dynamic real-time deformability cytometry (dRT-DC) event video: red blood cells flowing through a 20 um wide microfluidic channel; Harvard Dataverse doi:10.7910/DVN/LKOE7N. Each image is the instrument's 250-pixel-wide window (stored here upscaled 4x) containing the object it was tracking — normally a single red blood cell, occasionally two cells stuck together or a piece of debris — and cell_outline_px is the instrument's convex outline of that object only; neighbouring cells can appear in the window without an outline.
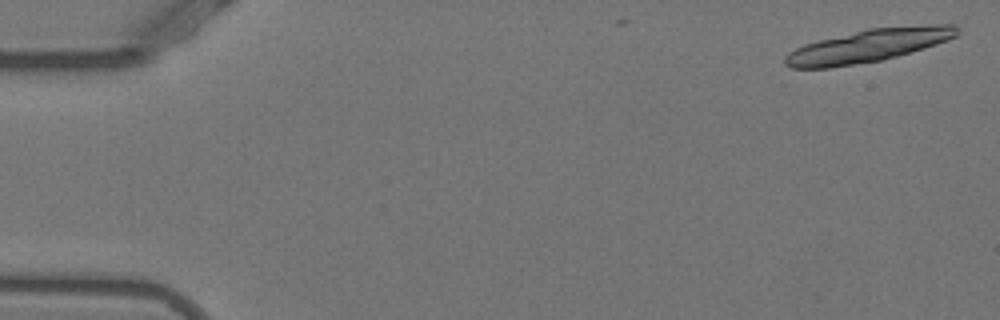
{"species": "Egyptian fruit bat (a non-hibernating species)", "species_latin": "Rousettus aegyptiacus", "temperature_condition": "warm", "stored_images_in_passage": 6, "camera_frame_rate_fps": 3000, "um_per_image_px": 0.085, "animal": {"sex": "female"}, "frame": {"image": 1, "passage_image": 2, "time_ms": 0.333, "image_size_px": [1000, 320], "cell_outline_px": [[960, 32], [956, 36], [948, 40], [924, 48], [896, 56], [880, 60], [828, 68], [792, 68], [784, 64], [784, 56], [788, 52], [804, 44], [868, 28], [928, 24], [956, 24], [960, 28]], "centroid_in_image_um": [73.84, 3.86], "position_along_channel_um": 11.2, "area_um2": 32.95}}